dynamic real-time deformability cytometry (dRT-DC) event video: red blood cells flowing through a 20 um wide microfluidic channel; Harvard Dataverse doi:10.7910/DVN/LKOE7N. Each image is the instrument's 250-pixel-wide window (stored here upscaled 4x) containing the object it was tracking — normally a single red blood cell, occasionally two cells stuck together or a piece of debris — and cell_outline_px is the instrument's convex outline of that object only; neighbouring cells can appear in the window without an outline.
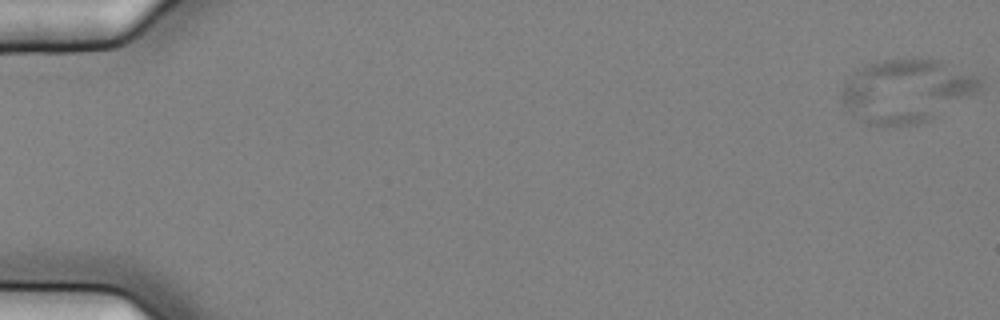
{"species": "common noctule bat (a hibernating species)", "species_latin": "Nyctalus noctula", "temperature_condition": "cold", "stored_images_in_passage": 57, "camera_frame_rate_fps": 3000, "um_per_image_px": 0.085, "animal": {"sex": "female", "body_mass_g": 25.1}, "frame": {"image": 1, "passage_image": 1, "time_ms": 0.0, "image_size_px": [1000, 320], "cell_outline_px": [[980, 88], [976, 92], [924, 120], [916, 124], [864, 124], [852, 116], [840, 100], [840, 92], [852, 72], [856, 68], [868, 64], [884, 60], [912, 56], [940, 60], [980, 76]], "centroid_in_image_um": [76.96, 7.65], "position_along_channel_um": 8.0, "area_um2": 50.69}}
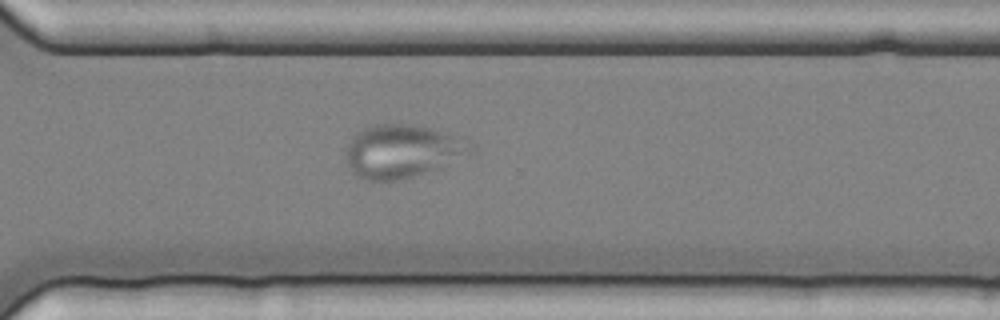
{"frame": {"image": 2, "passage_image": 42, "time_ms": 13.667, "image_size_px": [1000, 320], "cell_outline_px": [[476, 156], [412, 176], [396, 180], [364, 180], [356, 176], [348, 168], [348, 144], [364, 128], [376, 124], [412, 124], [432, 128], [468, 140], [476, 144]], "centroid_in_image_um": [34.35, 12.86], "position_along_channel_um": 336.3, "area_um2": 39.02}}
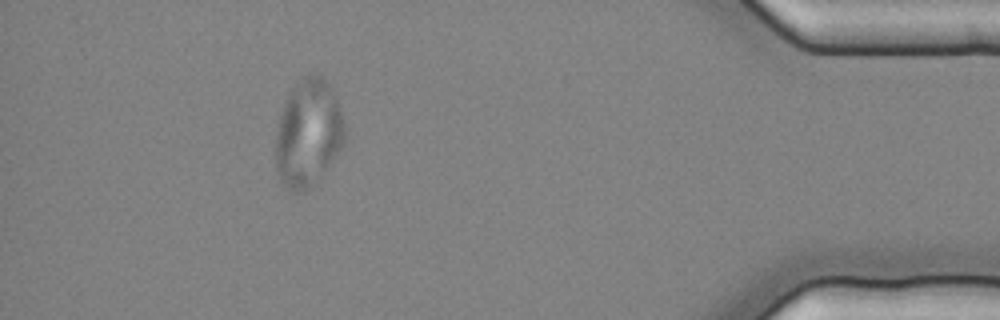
{"frame": {"image": 3, "passage_image": 52, "time_ms": 17.0, "image_size_px": [1000, 320], "cell_outline_px": [[348, 136], [320, 180], [304, 192], [292, 192], [280, 180], [276, 172], [276, 136], [280, 116], [284, 104], [292, 88], [304, 76], [324, 76], [332, 88], [340, 108], [344, 120]], "centroid_in_image_um": [26.23, 11.36], "position_along_channel_um": 409.0, "area_um2": 43.47}}